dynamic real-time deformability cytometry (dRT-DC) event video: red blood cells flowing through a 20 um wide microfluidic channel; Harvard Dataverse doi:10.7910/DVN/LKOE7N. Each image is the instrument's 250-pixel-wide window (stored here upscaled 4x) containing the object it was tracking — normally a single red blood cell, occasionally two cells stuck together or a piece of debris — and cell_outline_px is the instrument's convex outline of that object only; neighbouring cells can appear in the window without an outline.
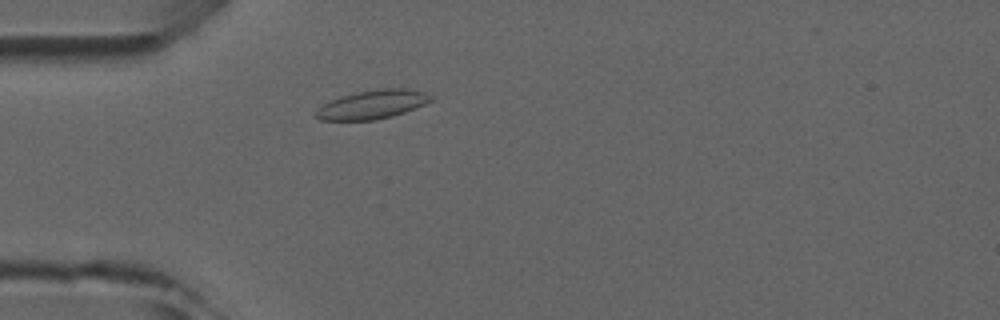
{"species": "common noctule bat (a hibernating species)", "species_latin": "Nyctalus noctula", "temperature_condition": "room temperature", "stored_images_in_passage": 3, "camera_frame_rate_fps": 3000, "um_per_image_px": 0.085, "animal": {"sex": "male", "forearm_length_mm": 52.5}, "frame": {"image": 1, "passage_image": 3, "time_ms": 2.333, "image_size_px": [1000, 320], "cell_outline_px": [[436, 96], [432, 100], [424, 104], [404, 112], [392, 116], [376, 120], [320, 120], [316, 116], [316, 112], [328, 100], [340, 96], [356, 92], [384, 88], [404, 88], [424, 92]], "centroid_in_image_um": [31.68, 8.87], "position_along_channel_um": 53.3, "area_um2": 19.19}}